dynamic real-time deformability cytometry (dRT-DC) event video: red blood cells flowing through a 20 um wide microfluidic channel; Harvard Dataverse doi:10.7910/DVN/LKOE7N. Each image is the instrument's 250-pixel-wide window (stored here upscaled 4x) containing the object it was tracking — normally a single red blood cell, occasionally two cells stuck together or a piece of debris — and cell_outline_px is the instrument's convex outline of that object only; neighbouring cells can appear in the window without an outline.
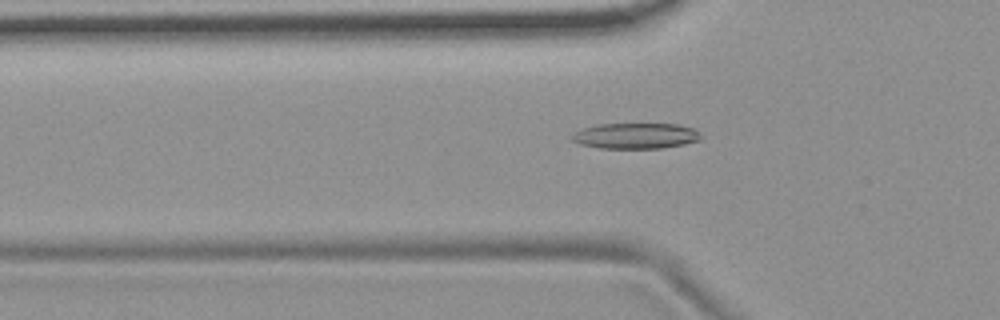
{"species": "common noctule bat (a hibernating species)", "species_latin": "Nyctalus noctula", "temperature_condition": "room temperature", "stored_images_in_passage": 55, "camera_frame_rate_fps": 3000, "um_per_image_px": 0.085, "animal": {"sex": "female", "body_mass_g": 19.9}, "frame": {"image": 1, "passage_image": 18, "time_ms": 5.667, "image_size_px": [1000, 320], "cell_outline_px": [[704, 136], [700, 140], [684, 144], [660, 148], [600, 148], [580, 144], [572, 140], [572, 136], [576, 132], [584, 128], [596, 124], [680, 124], [692, 128]], "centroid_in_image_um": [54.07, 11.54], "position_along_channel_um": 71.7, "area_um2": 19.25}}
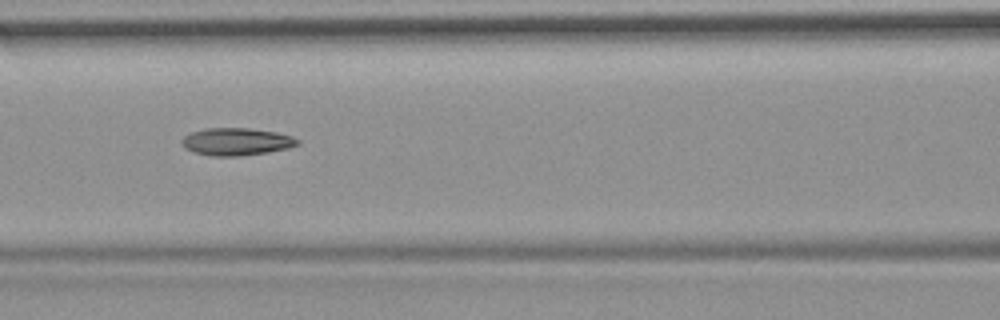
{"frame": {"image": 2, "passage_image": 24, "time_ms": 7.667, "image_size_px": [1000, 320], "cell_outline_px": [[300, 144], [288, 148], [268, 152], [240, 156], [208, 156], [192, 152], [184, 148], [180, 144], [180, 140], [184, 136], [192, 132], [204, 128], [248, 128], [276, 132], [292, 136], [300, 140]], "centroid_in_image_um": [20.06, 12.05], "position_along_channel_um": 146.5, "area_um2": 18.79}}
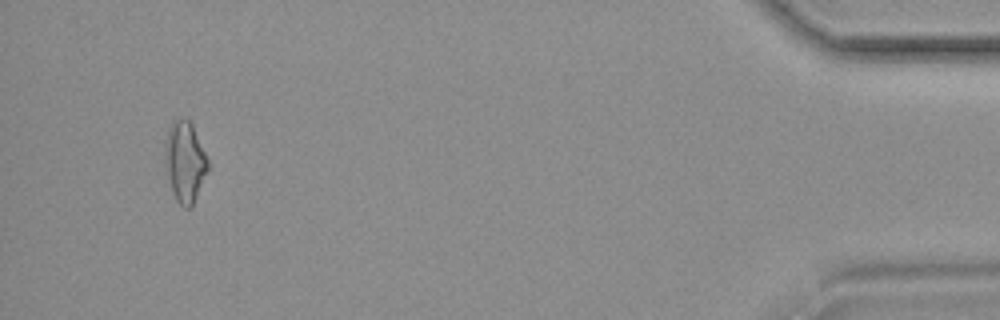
{"frame": {"image": 3, "passage_image": 52, "time_ms": 17.0, "image_size_px": [1000, 320], "cell_outline_px": [[208, 168], [192, 204], [188, 208], [184, 208], [176, 200], [168, 184], [164, 172], [164, 144], [168, 128], [172, 120], [184, 116], [192, 124], [208, 160]], "centroid_in_image_um": [15.64, 13.7], "position_along_channel_um": 419.6, "area_um2": 20.4}, "authors_computed_cell_mechanics": {"area_um2": 18.6116, "velocity_mm_per_s": 3.706, "shape_relaxation_time_tau1_ms": 8.1205, "shape_relaxation_time_tau2_ms": 2.7927, "deformation_change_tau1": 0.1996, "deformation_change_tau2": 0.102}}